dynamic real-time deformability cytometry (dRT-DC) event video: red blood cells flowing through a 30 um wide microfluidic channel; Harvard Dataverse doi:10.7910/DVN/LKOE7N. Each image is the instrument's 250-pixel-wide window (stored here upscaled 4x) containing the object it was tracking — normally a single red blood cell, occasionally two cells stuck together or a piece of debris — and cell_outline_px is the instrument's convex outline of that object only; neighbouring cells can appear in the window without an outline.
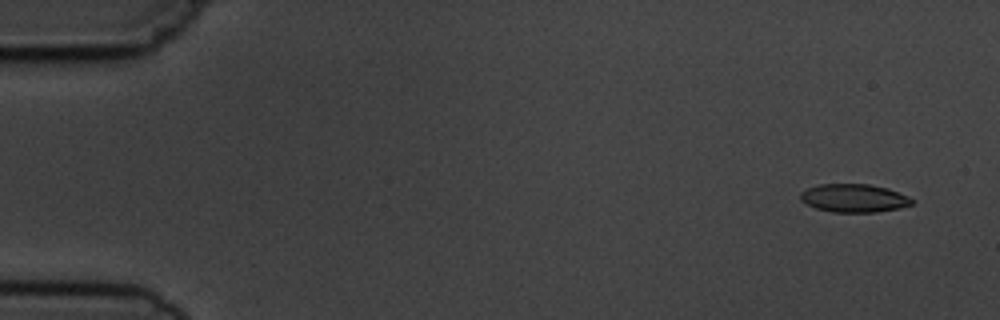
{"species": "common noctule bat (a hibernating species)", "species_latin": "Nyctalus noctula", "temperature_condition": "cold", "stored_images_in_passage": 9, "camera_frame_rate_fps": 3000, "um_per_image_px": 0.085, "animal": {"sex": "male", "body_mass_g": 19.5, "forearm_length_mm": 54.6}, "frame": {"image": 1, "passage_image": 1, "time_ms": 0.0, "image_size_px": [1000, 320], "cell_outline_px": [[916, 200], [912, 204], [900, 208], [876, 212], [832, 212], [816, 208], [800, 200], [800, 192], [808, 188], [820, 184], [868, 184], [888, 188], [908, 196]], "centroid_in_image_um": [72.61, 16.84], "position_along_channel_um": 12.4, "area_um2": 18.38}}
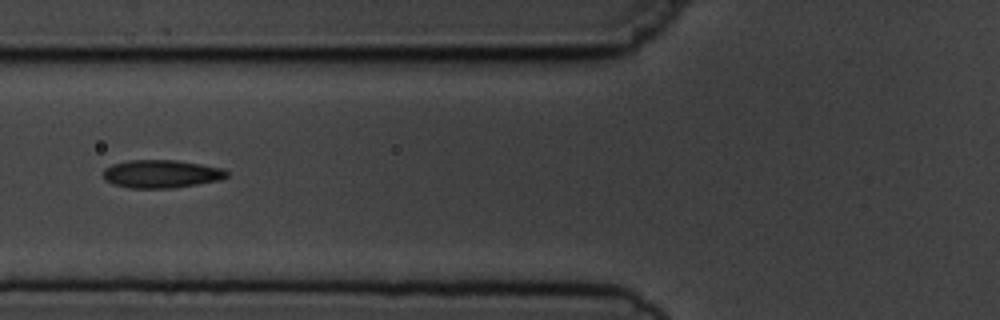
{"frame": {"image": 2, "passage_image": 6, "time_ms": 6.0, "image_size_px": [1000, 320], "cell_outline_px": [[228, 176], [220, 180], [172, 188], [128, 188], [112, 184], [104, 180], [104, 168], [112, 164], [128, 160], [176, 160], [224, 168], [228, 172]], "centroid_in_image_um": [13.7, 14.78], "position_along_channel_um": 112.1, "area_um2": 20.29}}
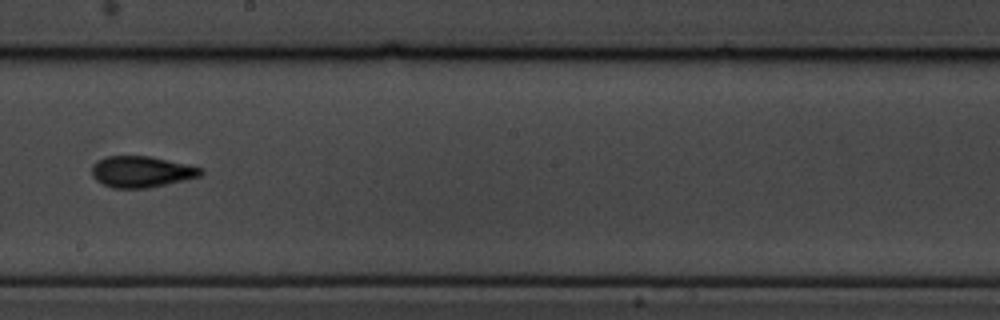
{"frame": {"image": 3, "passage_image": 9, "time_ms": 9.333, "image_size_px": [1000, 320], "cell_outline_px": [[204, 172], [200, 176], [184, 180], [148, 188], [112, 188], [96, 180], [92, 176], [92, 168], [100, 160], [108, 156], [152, 156], [188, 164], [204, 168]], "centroid_in_image_um": [12.08, 14.59], "position_along_channel_um": 236.1, "area_um2": 19.77}}